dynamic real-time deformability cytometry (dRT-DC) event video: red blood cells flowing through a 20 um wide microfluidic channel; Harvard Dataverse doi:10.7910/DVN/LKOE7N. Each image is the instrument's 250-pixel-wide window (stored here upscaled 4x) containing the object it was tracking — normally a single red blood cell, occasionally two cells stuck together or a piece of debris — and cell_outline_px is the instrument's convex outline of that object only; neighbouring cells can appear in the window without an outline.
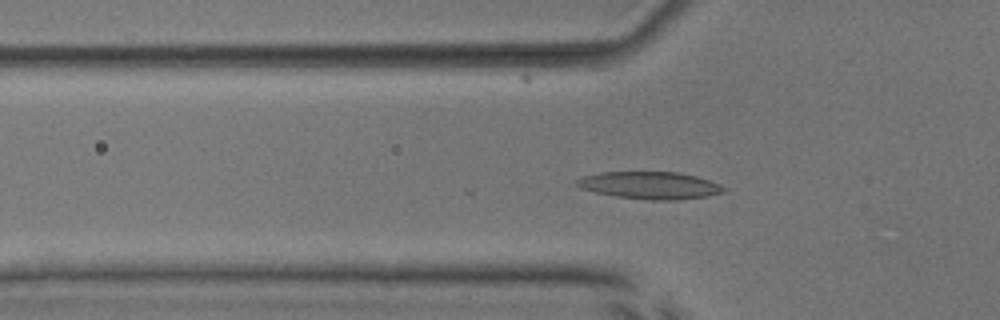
{"species": "common noctule bat (a hibernating species)", "species_latin": "Nyctalus noctula", "temperature_condition": "room temperature", "stored_images_in_passage": 50, "camera_frame_rate_fps": 3000, "um_per_image_px": 0.085, "animal": {"sex": "male", "body_mass_g": 17.9, "forearm_length_mm": 54.2}, "frame": {"image": 1, "passage_image": 18, "time_ms": 5.667, "image_size_px": [1000, 320], "cell_outline_px": [[728, 192], [708, 196], [676, 200], [648, 200], [616, 196], [596, 192], [580, 188], [576, 184], [576, 180], [584, 176], [600, 172], [680, 172], [696, 176], [720, 184], [728, 188]], "centroid_in_image_um": [55.31, 15.76], "position_along_channel_um": 70.5, "area_um2": 23.52}}
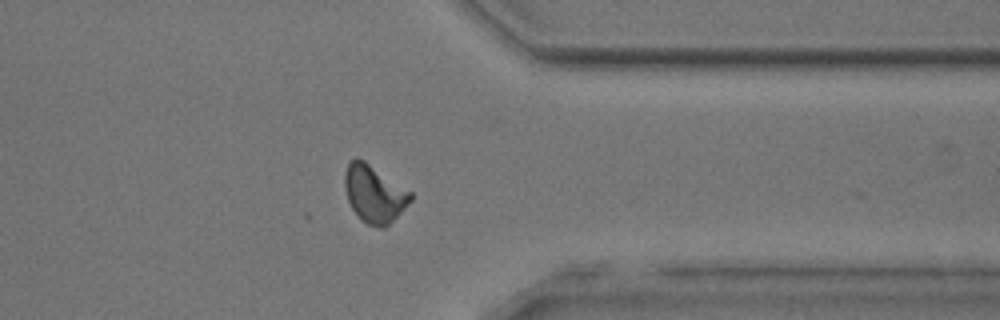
{"frame": {"image": 2, "passage_image": 42, "time_ms": 13.667, "image_size_px": [1000, 320], "cell_outline_px": [[412, 200], [384, 228], [380, 228], [368, 224], [360, 220], [352, 208], [348, 200], [344, 184], [344, 172], [348, 164], [356, 156], [364, 160], [412, 192]], "centroid_in_image_um": [31.79, 16.46], "position_along_channel_um": 379.6, "area_um2": 21.85}}
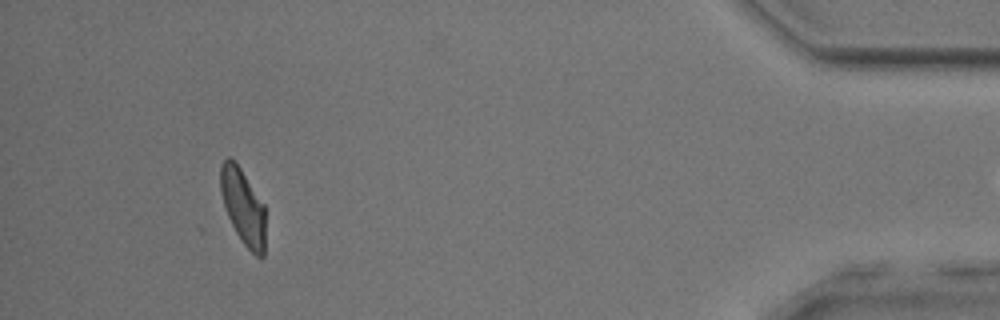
{"frame": {"image": 3, "passage_image": 49, "time_ms": 16.0, "image_size_px": [1000, 320], "cell_outline_px": [[264, 256], [260, 260], [244, 244], [236, 232], [228, 216], [220, 192], [220, 164], [228, 156], [240, 168], [264, 204]], "centroid_in_image_um": [20.65, 17.57], "position_along_channel_um": 414.5, "area_um2": 19.54}}